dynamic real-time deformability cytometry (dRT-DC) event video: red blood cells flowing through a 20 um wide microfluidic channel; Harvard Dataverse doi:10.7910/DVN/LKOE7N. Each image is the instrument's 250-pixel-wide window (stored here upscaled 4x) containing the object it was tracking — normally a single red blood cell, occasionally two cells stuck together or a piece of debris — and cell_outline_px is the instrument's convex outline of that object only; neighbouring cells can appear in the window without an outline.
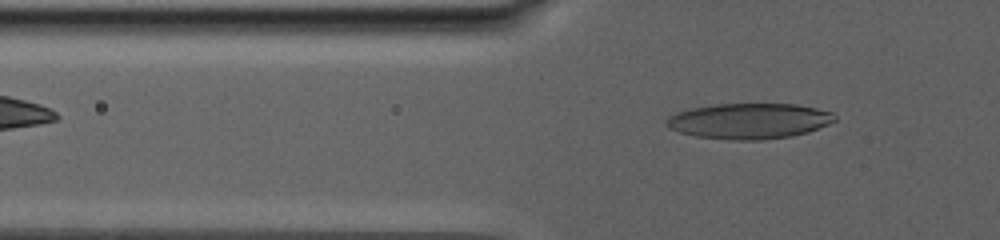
{"species": "human", "species_latin": "Homo sapiens", "temperature_condition": "warm", "stored_images_in_passage": 64, "camera_frame_rate_fps": 3000, "um_per_image_px": 0.085, "donor": {"sex": "male"}, "frame": {"image": 1, "passage_image": 57, "time_ms": 9.333, "image_size_px": [1000, 240], "cell_outline_px": [[836, 120], [828, 124], [808, 132], [792, 136], [760, 140], [732, 140], [696, 136], [680, 132], [668, 128], [664, 124], [664, 120], [668, 116], [676, 112], [692, 108], [716, 104], [796, 104], [816, 108], [832, 112], [836, 116]], "centroid_in_image_um": [63.65, 10.28], "position_along_channel_um": 62.1, "area_um2": 35.03}}
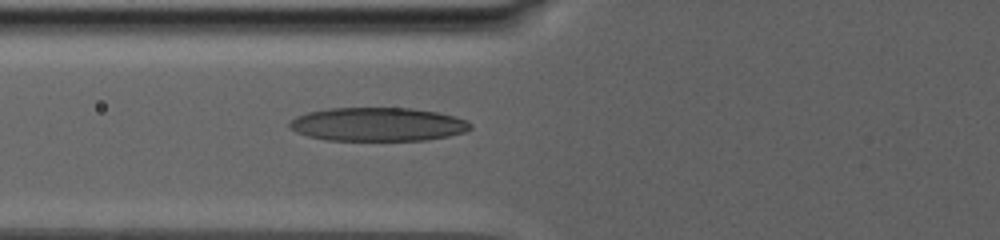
{"frame": {"image": 2, "passage_image": 64, "time_ms": 11.0, "image_size_px": [1000, 240], "cell_outline_px": [[472, 128], [464, 132], [448, 136], [424, 140], [324, 140], [308, 136], [296, 132], [288, 128], [288, 124], [296, 116], [308, 112], [328, 108], [412, 108], [436, 112], [456, 116], [468, 120], [472, 124]], "centroid_in_image_um": [32.11, 10.56], "position_along_channel_um": 93.7, "area_um2": 35.6}}